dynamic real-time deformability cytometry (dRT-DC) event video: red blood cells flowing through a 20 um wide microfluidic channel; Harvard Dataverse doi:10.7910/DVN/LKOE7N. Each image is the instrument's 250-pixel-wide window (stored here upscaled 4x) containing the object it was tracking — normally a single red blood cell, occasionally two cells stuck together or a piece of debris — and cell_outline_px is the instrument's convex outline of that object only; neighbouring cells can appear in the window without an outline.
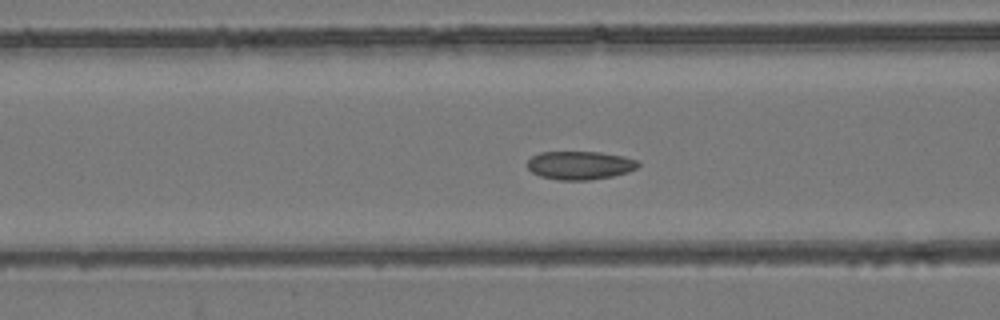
{"species": "common noctule bat (a hibernating species)", "species_latin": "Nyctalus noctula", "temperature_condition": "room temperature", "stored_images_in_passage": 53, "camera_frame_rate_fps": 3000, "um_per_image_px": 0.085, "animal": {"sex": "female", "body_mass_g": 24.6, "forearm_length_mm": 56.2}, "frame": {"image": 1, "passage_image": 21, "time_ms": 6.667, "image_size_px": [1000, 320], "cell_outline_px": [[640, 164], [636, 168], [628, 172], [612, 176], [588, 180], [560, 180], [540, 176], [532, 172], [528, 168], [528, 160], [532, 156], [540, 152], [600, 152], [624, 156], [640, 160]], "centroid_in_image_um": [49.32, 14.04], "position_along_channel_um": 117.3, "area_um2": 18.38}}
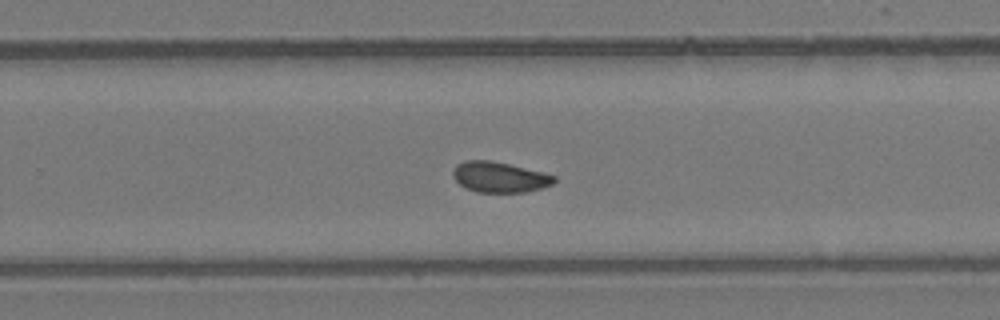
{"frame": {"image": 2, "passage_image": 34, "time_ms": 11.0, "image_size_px": [1000, 320], "cell_outline_px": [[556, 180], [552, 184], [544, 188], [528, 192], [476, 192], [460, 184], [452, 176], [452, 172], [456, 164], [464, 160], [492, 160], [544, 172], [556, 176]], "centroid_in_image_um": [42.48, 15.05], "position_along_channel_um": 287.3, "area_um2": 18.21}}
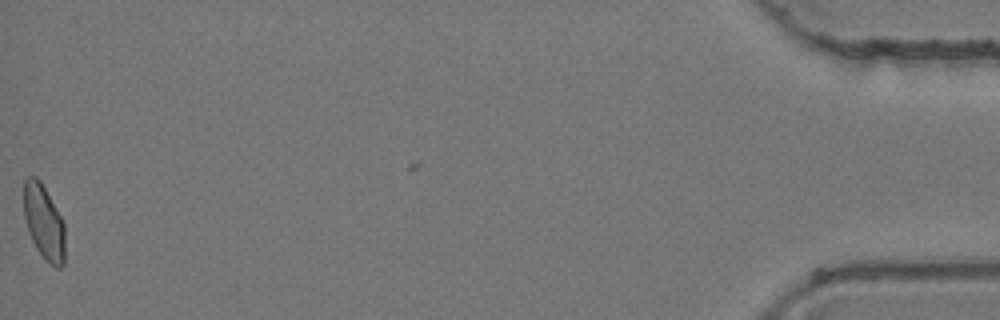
{"frame": {"image": 3, "passage_image": 53, "time_ms": 17.333, "image_size_px": [1000, 320], "cell_outline_px": [[64, 264], [60, 268], [56, 268], [44, 260], [36, 248], [32, 240], [24, 216], [24, 180], [28, 176], [36, 176], [40, 180], [60, 216], [64, 224]], "centroid_in_image_um": [3.72, 18.91], "position_along_channel_um": 431.5, "area_um2": 17.8}, "authors_computed_cell_mechanics": {"area_um2": 18.4382, "velocity_mm_per_s": 3.921, "shape_relaxation_time_tau1_ms": null, "shape_relaxation_time_tau2_ms": 1.292, "deformation_change_tau1": null, "deformation_change_tau2": 0.0497}}